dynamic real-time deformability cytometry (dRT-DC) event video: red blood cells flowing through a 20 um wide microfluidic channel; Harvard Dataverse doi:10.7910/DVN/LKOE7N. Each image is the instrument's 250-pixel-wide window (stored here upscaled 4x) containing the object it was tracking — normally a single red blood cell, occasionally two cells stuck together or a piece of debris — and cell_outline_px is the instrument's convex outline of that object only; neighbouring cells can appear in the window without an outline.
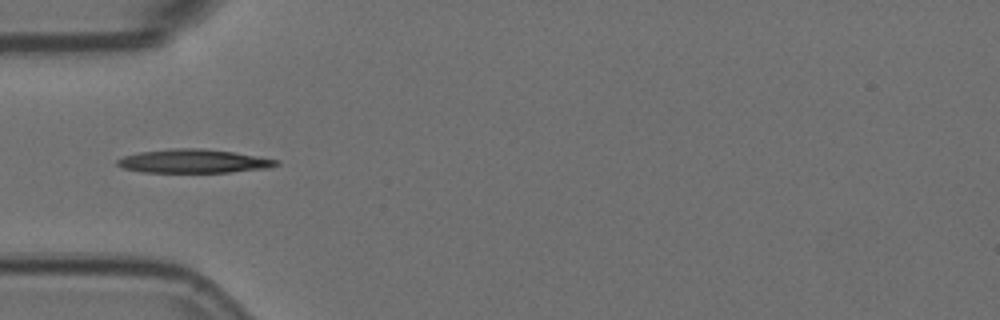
{"species": "Egyptian fruit bat (a non-hibernating species)", "species_latin": "Rousettus aegyptiacus", "temperature_condition": "room temperature", "stored_images_in_passage": 7, "camera_frame_rate_fps": 3000, "um_per_image_px": 0.085, "animal": {"sex": "female"}, "frame": {"image": 1, "passage_image": 4, "time_ms": 1.0, "image_size_px": [1000, 320], "cell_outline_px": [[280, 164], [268, 168], [228, 172], [140, 172], [124, 168], [116, 164], [116, 160], [124, 156], [140, 152], [172, 148], [204, 148], [232, 152], [280, 160]], "centroid_in_image_um": [16.45, 13.69], "position_along_channel_um": 68.6, "area_um2": 21.85}}
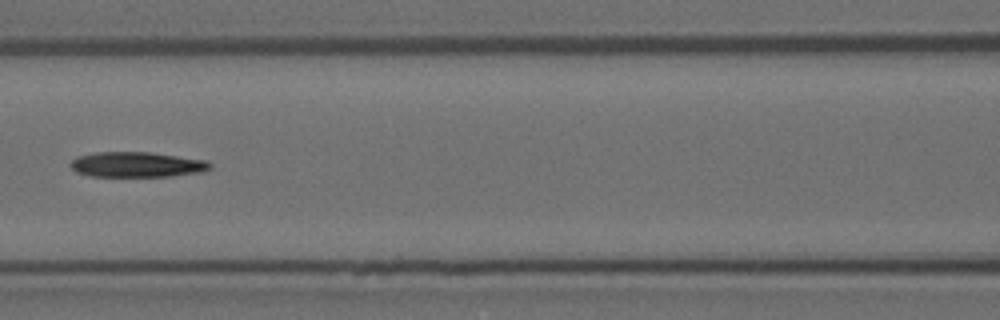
{"frame": {"image": 2, "passage_image": 6, "time_ms": 1.667, "image_size_px": [1000, 320], "cell_outline_px": [[212, 168], [204, 172], [172, 176], [88, 176], [76, 172], [68, 164], [76, 156], [96, 152], [148, 152], [208, 160], [212, 164]], "centroid_in_image_um": [11.65, 13.99], "position_along_channel_um": 155.0, "area_um2": 20.75}}
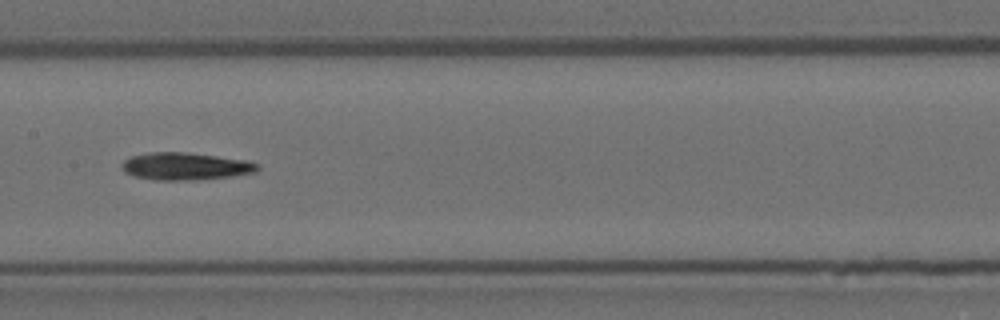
{"frame": {"image": 3, "passage_image": 7, "time_ms": 2.0, "image_size_px": [1000, 320], "cell_outline_px": [[260, 168], [256, 172], [232, 176], [192, 180], [152, 180], [136, 176], [124, 172], [120, 164], [124, 160], [132, 156], [148, 152], [188, 152], [248, 160], [260, 164]], "centroid_in_image_um": [15.78, 14.13], "position_along_channel_um": 191.6, "area_um2": 21.85}}